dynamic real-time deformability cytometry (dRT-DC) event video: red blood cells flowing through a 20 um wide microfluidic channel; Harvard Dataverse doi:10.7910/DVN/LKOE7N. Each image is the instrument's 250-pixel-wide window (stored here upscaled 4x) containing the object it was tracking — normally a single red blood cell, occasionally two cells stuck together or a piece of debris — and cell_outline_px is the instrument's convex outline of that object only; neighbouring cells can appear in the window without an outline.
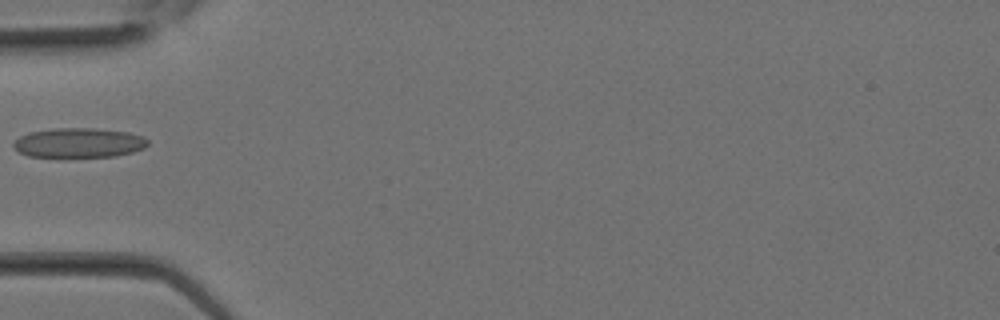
{"species": "Egyptian fruit bat (a non-hibernating species)", "species_latin": "Rousettus aegyptiacus", "temperature_condition": "room temperature", "stored_images_in_passage": 8, "camera_frame_rate_fps": 3000, "um_per_image_px": 0.085, "animal": {"sex": "female"}, "frame": {"image": 1, "passage_image": 2, "time_ms": 0.333, "image_size_px": [1000, 320], "cell_outline_px": [[148, 144], [144, 148], [132, 152], [116, 156], [28, 156], [20, 152], [12, 144], [20, 136], [28, 132], [56, 128], [96, 128], [128, 132], [144, 136], [148, 140]], "centroid_in_image_um": [6.73, 12.12], "position_along_channel_um": 78.3, "area_um2": 23.0}}
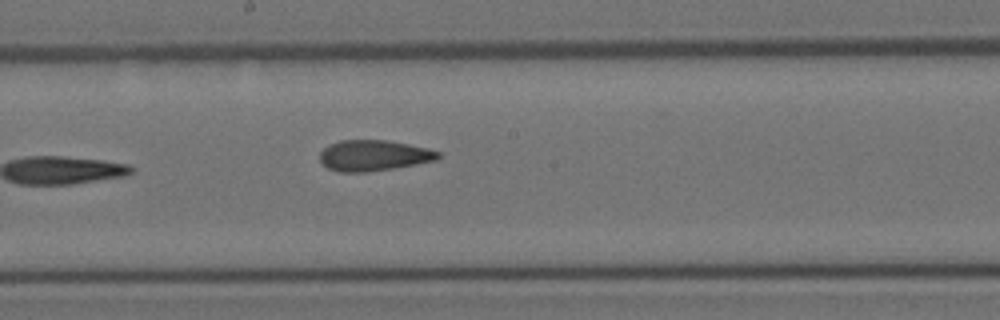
{"frame": {"image": 2, "passage_image": 8, "time_ms": 2.333, "image_size_px": [1000, 320], "cell_outline_px": [[440, 156], [436, 160], [416, 164], [392, 168], [364, 172], [340, 172], [328, 168], [320, 160], [320, 152], [328, 144], [340, 140], [384, 140], [408, 144], [428, 148], [440, 152]], "centroid_in_image_um": [31.75, 13.21], "position_along_channel_um": 216.5, "area_um2": 21.1}}